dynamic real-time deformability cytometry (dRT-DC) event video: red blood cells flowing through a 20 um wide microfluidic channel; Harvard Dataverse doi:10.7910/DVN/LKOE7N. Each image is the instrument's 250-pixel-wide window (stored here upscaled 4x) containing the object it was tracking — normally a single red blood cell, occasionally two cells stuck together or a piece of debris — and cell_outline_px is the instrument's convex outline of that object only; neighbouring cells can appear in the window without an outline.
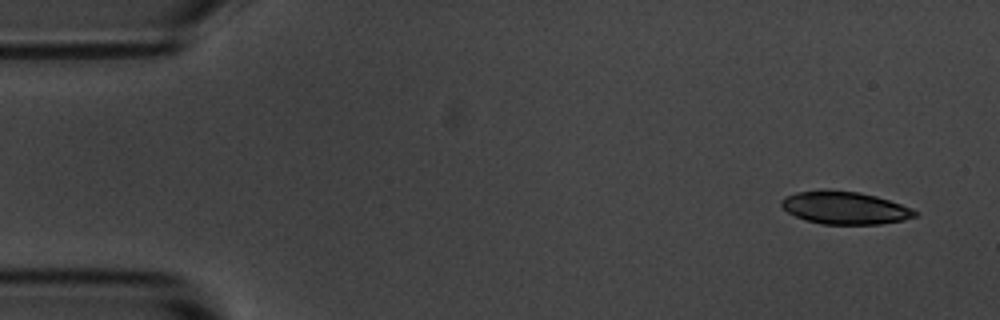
{"species": "common noctule bat (a hibernating species)", "species_latin": "Nyctalus noctula", "temperature_condition": "room temperature", "stored_images_in_passage": 53, "camera_frame_rate_fps": 3000, "um_per_image_px": 0.085, "animal": {"sex": "male", "body_mass_g": 20.1, "forearm_length_mm": 53.5}, "frame": {"image": 1, "passage_image": 1, "time_ms": 0.0, "image_size_px": [1000, 320], "cell_outline_px": [[920, 212], [916, 216], [904, 220], [880, 224], [824, 224], [808, 220], [796, 216], [788, 212], [780, 204], [780, 200], [784, 196], [796, 192], [824, 188], [828, 188], [860, 192], [876, 196], [912, 208]], "centroid_in_image_um": [71.8, 17.64], "position_along_channel_um": 13.2, "area_um2": 25.72}}
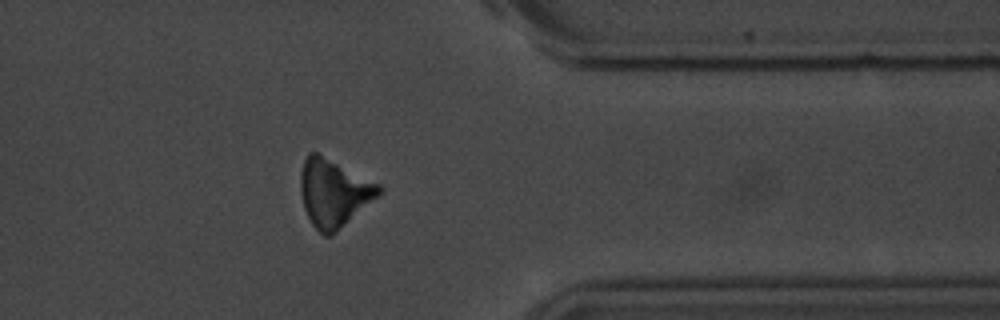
{"frame": {"image": 2, "passage_image": 42, "time_ms": 13.667, "image_size_px": [1000, 320], "cell_outline_px": [[384, 192], [380, 196], [332, 236], [324, 236], [312, 224], [304, 208], [300, 192], [300, 176], [304, 160], [308, 152], [316, 152], [380, 184], [384, 188]], "centroid_in_image_um": [28.4, 16.41], "position_along_channel_um": 383.0, "area_um2": 31.15}}
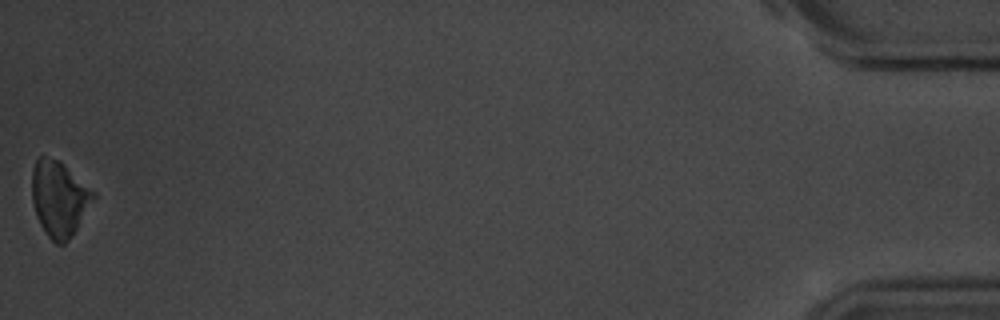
{"frame": {"image": 3, "passage_image": 53, "time_ms": 17.333, "image_size_px": [1000, 320], "cell_outline_px": [[96, 196], [72, 236], [64, 244], [56, 244], [44, 232], [36, 216], [32, 204], [32, 168], [36, 160], [40, 156], [44, 156], [60, 160], [96, 192]], "centroid_in_image_um": [5.02, 16.87], "position_along_channel_um": 430.2, "area_um2": 27.22}, "authors_computed_cell_mechanics": {"area_um2": 29.767, "velocity_mm_per_s": 3.5882, "shape_relaxation_time_tau1_ms": 5.1821, "shape_relaxation_time_tau2_ms": null, "deformation_change_tau1": 0.1739, "deformation_change_tau2": null}}